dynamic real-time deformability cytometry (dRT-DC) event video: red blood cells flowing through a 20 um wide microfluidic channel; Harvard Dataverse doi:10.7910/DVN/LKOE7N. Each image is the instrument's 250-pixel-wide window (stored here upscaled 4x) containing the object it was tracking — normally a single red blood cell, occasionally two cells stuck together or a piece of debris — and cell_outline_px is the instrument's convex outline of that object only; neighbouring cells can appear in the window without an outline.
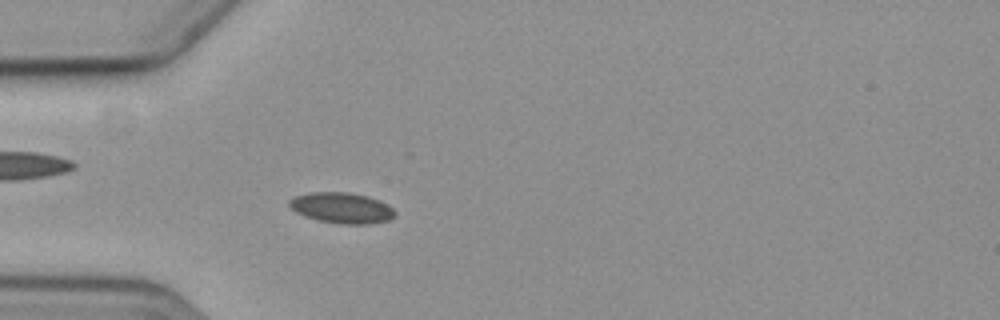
{"species": "common noctule bat (a hibernating species)", "species_latin": "Nyctalus noctula", "temperature_condition": "cold", "stored_images_in_passage": 5, "camera_frame_rate_fps": 3000, "um_per_image_px": 0.085, "animal": {"sex": "female", "body_mass_g": 19.3, "forearm_length_mm": 54.1}, "frame": {"image": 1, "passage_image": 5, "time_ms": 5.667, "image_size_px": [1000, 320], "cell_outline_px": [[396, 216], [388, 220], [368, 224], [340, 224], [320, 220], [304, 216], [296, 212], [288, 204], [288, 200], [296, 196], [308, 192], [348, 192], [368, 196], [380, 200], [388, 204], [396, 212]], "centroid_in_image_um": [29.07, 17.66], "position_along_channel_um": 55.9, "area_um2": 19.02}}